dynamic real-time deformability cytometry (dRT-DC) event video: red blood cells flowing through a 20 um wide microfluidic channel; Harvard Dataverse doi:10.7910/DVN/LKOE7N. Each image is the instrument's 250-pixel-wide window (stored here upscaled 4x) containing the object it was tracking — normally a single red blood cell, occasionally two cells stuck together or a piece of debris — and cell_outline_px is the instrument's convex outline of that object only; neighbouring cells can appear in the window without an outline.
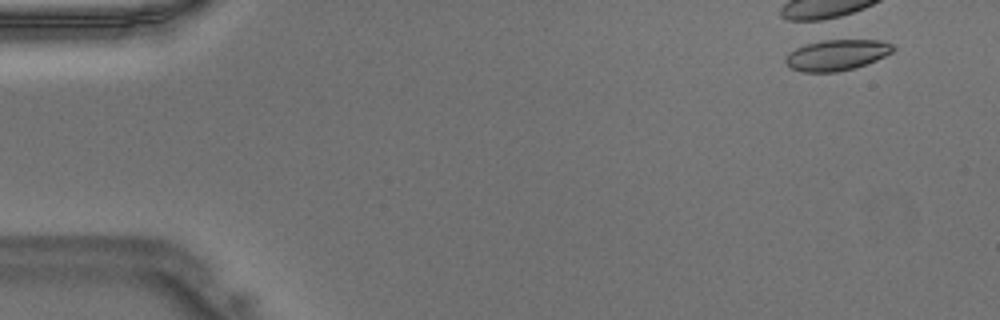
{"species": "Egyptian fruit bat (a non-hibernating species)", "species_latin": "Rousettus aegyptiacus", "temperature_condition": "warm", "stored_images_in_passage": 5, "camera_frame_rate_fps": 3000, "um_per_image_px": 0.085, "animal": {"sex": "male"}, "frame": {"image": 1, "passage_image": 4, "time_ms": 1.0, "image_size_px": [1000, 320], "cell_outline_px": [[896, 48], [892, 52], [876, 60], [856, 68], [836, 72], [800, 72], [792, 68], [784, 60], [788, 52], [804, 44], [824, 40], [880, 40], [892, 44]], "centroid_in_image_um": [71.12, 4.68], "position_along_channel_um": 13.9, "area_um2": 19.36}}